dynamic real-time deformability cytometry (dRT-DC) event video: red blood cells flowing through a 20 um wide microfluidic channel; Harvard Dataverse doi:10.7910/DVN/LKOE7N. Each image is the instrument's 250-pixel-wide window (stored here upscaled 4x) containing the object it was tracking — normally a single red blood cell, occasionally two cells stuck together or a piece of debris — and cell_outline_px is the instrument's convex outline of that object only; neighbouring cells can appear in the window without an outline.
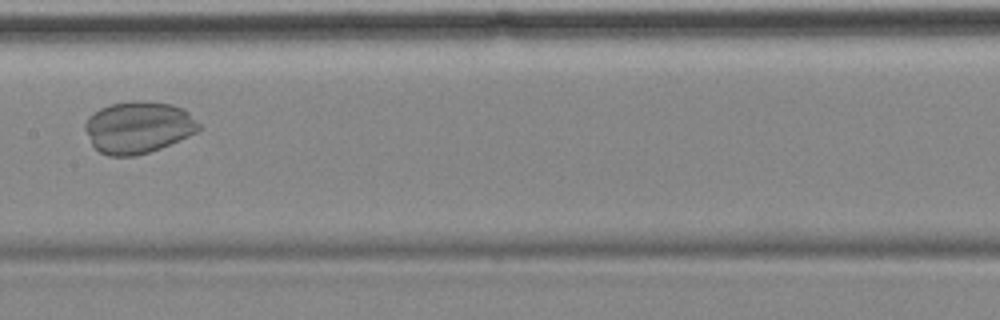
{"species": "common noctule bat (a hibernating species)", "species_latin": "Nyctalus noctula", "temperature_condition": "cold", "stored_images_in_passage": 8, "camera_frame_rate_fps": 3000, "um_per_image_px": 0.085, "animal": {"sex": "female", "body_mass_g": 18.4}, "frame": {"image": 1, "passage_image": 7, "time_ms": 8.0, "image_size_px": [1000, 320], "cell_outline_px": [[200, 128], [196, 132], [188, 136], [160, 148], [136, 156], [108, 156], [100, 152], [92, 144], [84, 128], [84, 124], [88, 116], [92, 112], [100, 108], [112, 104], [132, 100], [144, 100], [172, 104], [184, 108], [200, 124]], "centroid_in_image_um": [11.73, 10.8], "position_along_channel_um": 195.7, "area_um2": 34.51}}